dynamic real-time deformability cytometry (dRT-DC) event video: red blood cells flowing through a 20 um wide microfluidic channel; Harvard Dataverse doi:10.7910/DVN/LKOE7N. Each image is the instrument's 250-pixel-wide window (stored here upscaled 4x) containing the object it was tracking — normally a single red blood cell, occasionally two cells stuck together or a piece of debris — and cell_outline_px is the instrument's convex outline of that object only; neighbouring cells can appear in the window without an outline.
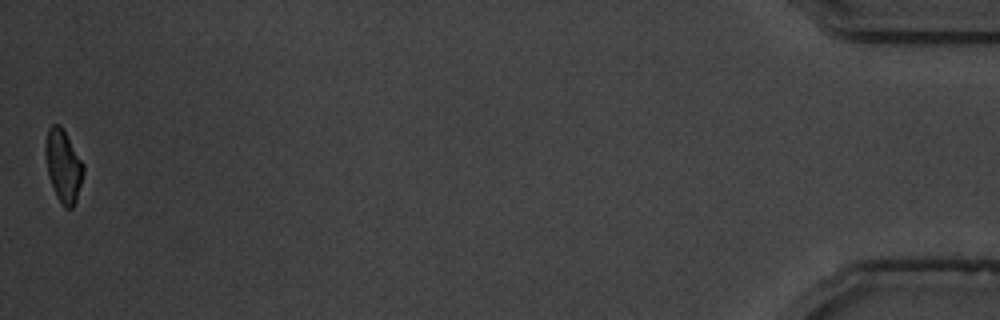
{"species": "common noctule bat (a hibernating species)", "species_latin": "Nyctalus noctula", "temperature_condition": "warm", "stored_images_in_passage": 40, "camera_frame_rate_fps": 3000, "um_per_image_px": 0.085, "animal": {"sex": "male", "body_mass_g": 19.5, "forearm_length_mm": 54.6}, "frame": {"image": 1, "passage_image": 40, "time_ms": 13.0, "image_size_px": [1000, 320], "cell_outline_px": [[84, 172], [76, 200], [72, 208], [64, 208], [56, 196], [48, 172], [44, 152], [44, 148], [48, 128], [52, 124], [60, 124], [84, 164]], "centroid_in_image_um": [5.37, 14.08], "position_along_channel_um": 429.8, "area_um2": 15.9}, "authors_computed_cell_mechanics": {"area_um2": 17.0799, "velocity_mm_per_s": 3.6354, "shape_relaxation_time_tau1_ms": 2.4864, "shape_relaxation_time_tau2_ms": 5.2028, "deformation_change_tau1": 0.1782, "deformation_change_tau2": 0.124}}